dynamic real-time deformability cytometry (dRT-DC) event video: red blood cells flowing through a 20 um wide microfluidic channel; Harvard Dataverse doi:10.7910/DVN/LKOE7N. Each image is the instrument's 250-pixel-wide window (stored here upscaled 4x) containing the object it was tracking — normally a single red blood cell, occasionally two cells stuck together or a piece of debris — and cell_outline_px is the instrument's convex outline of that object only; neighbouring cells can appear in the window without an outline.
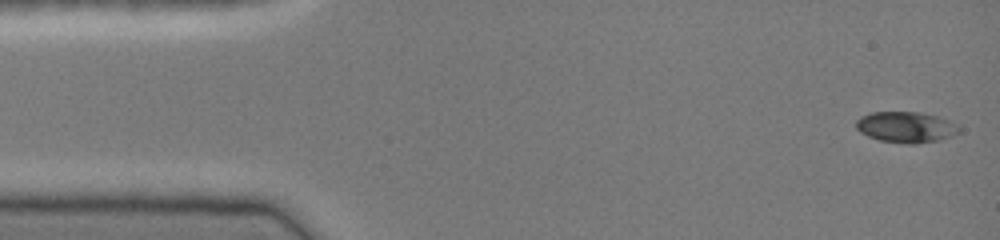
{"species": "common noctule bat (a hibernating species)", "species_latin": "Nyctalus noctula", "temperature_condition": "cold", "stored_images_in_passage": 45, "camera_frame_rate_fps": 3000, "um_per_image_px": 0.085, "animal": {"sex": "female", "body_mass_g": 19.0, "forearm_length_mm": 51.5}, "frame": {"image": 1, "passage_image": 1, "time_ms": 0.0, "image_size_px": [1000, 240], "cell_outline_px": [[960, 132], [940, 140], [916, 144], [904, 144], [880, 140], [868, 136], [860, 132], [856, 128], [856, 120], [860, 116], [872, 112], [924, 112], [948, 120], [956, 124], [960, 128]], "centroid_in_image_um": [77.0, 10.81], "position_along_channel_um": 8.0, "area_um2": 18.67}}
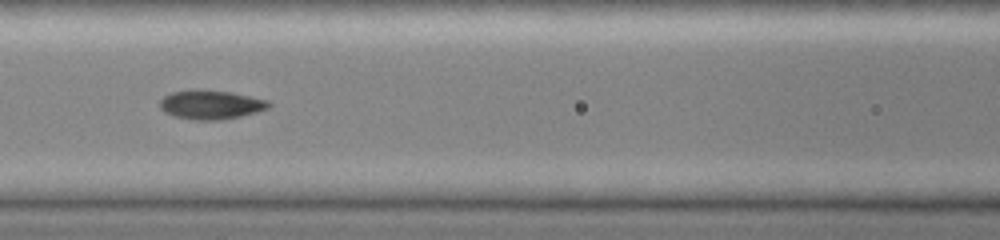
{"frame": {"image": 2, "passage_image": 19, "time_ms": 6.0, "image_size_px": [1000, 240], "cell_outline_px": [[272, 104], [268, 108], [256, 112], [240, 116], [216, 120], [192, 120], [172, 116], [164, 112], [160, 108], [160, 100], [164, 96], [172, 92], [192, 88], [200, 88], [232, 92], [268, 100]], "centroid_in_image_um": [17.88, 8.87], "position_along_channel_um": 148.7, "area_um2": 18.79}}
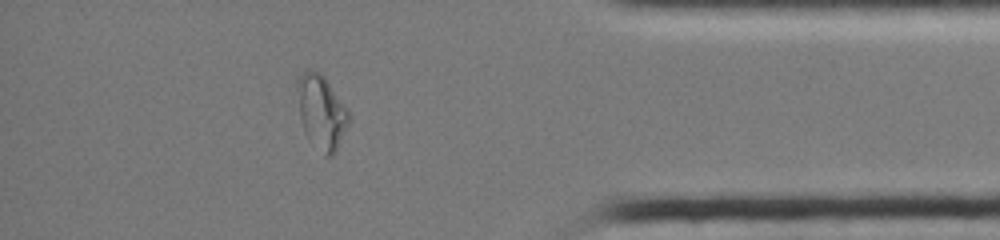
{"frame": {"image": 3, "passage_image": 39, "time_ms": 12.667, "image_size_px": [1000, 240], "cell_outline_px": [[348, 124], [336, 152], [332, 156], [324, 156], [304, 132], [300, 116], [296, 88], [296, 80], [308, 68], [324, 76], [348, 108]], "centroid_in_image_um": [27.31, 9.51], "position_along_channel_um": 407.9, "area_um2": 22.08}, "authors_computed_cell_mechanics": {"area_um2": 17.9758, "velocity_mm_per_s": 4.1688, "shape_relaxation_time_tau1_ms": null, "shape_relaxation_time_tau2_ms": 1.458, "deformation_change_tau1": null, "deformation_change_tau2": 0.0544}}